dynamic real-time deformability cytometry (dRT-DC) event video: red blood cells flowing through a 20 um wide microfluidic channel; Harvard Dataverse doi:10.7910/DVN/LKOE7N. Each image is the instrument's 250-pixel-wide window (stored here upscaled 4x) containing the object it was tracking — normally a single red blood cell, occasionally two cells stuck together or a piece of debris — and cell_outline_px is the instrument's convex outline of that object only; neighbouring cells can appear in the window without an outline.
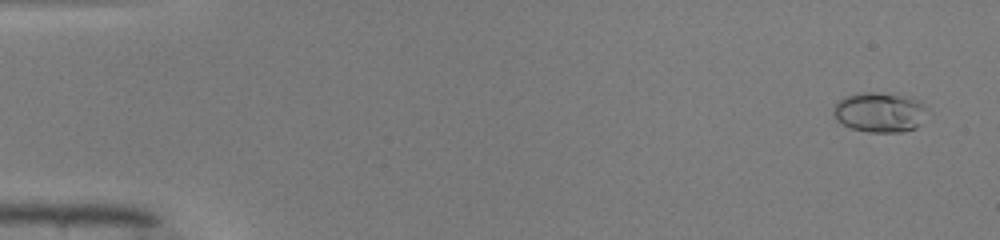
{"species": "common noctule bat (a hibernating species)", "species_latin": "Nyctalus noctula", "temperature_condition": "warm", "stored_images_in_passage": 49, "camera_frame_rate_fps": 3000, "um_per_image_px": 0.085, "animal": {"sex": "male", "body_mass_g": 19.0, "forearm_length_mm": 50.8}, "frame": {"image": 1, "passage_image": 3, "time_ms": 0.667, "image_size_px": [1000, 240], "cell_outline_px": [[932, 112], [916, 128], [900, 132], [868, 132], [852, 128], [836, 120], [832, 112], [832, 108], [844, 96], [856, 92], [880, 92], [912, 96], [928, 104]], "centroid_in_image_um": [74.87, 9.51], "position_along_channel_um": 10.1, "area_um2": 22.77}}
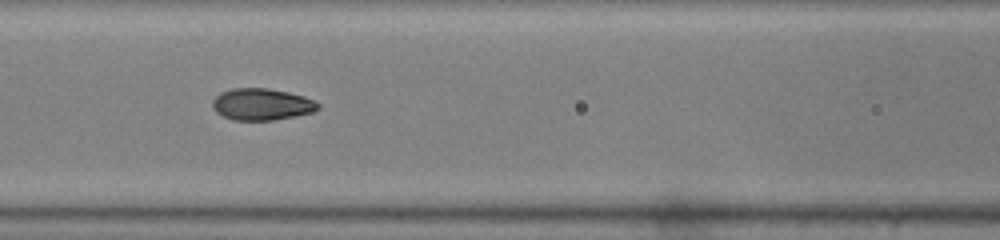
{"frame": {"image": 2, "passage_image": 23, "time_ms": 7.333, "image_size_px": [1000, 240], "cell_outline_px": [[320, 108], [312, 112], [272, 120], [232, 120], [216, 112], [212, 108], [212, 100], [220, 92], [232, 88], [268, 88], [288, 92], [304, 96], [316, 100], [320, 104]], "centroid_in_image_um": [22.24, 8.85], "position_along_channel_um": 144.4, "area_um2": 19.59}}
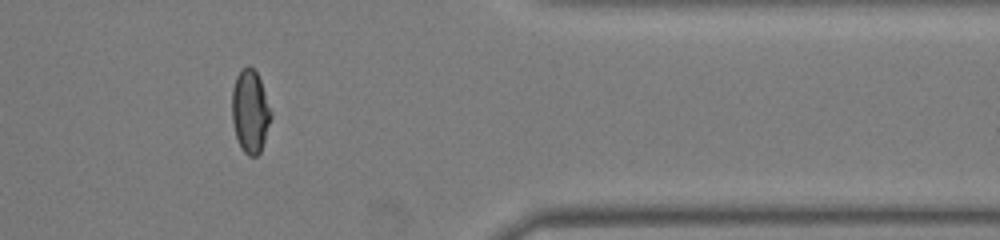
{"frame": {"image": 3, "passage_image": 42, "time_ms": 13.667, "image_size_px": [1000, 240], "cell_outline_px": [[272, 116], [260, 152], [256, 156], [248, 156], [244, 152], [236, 136], [232, 120], [232, 88], [236, 76], [248, 64], [256, 72], [260, 80]], "centroid_in_image_um": [21.25, 9.47], "position_along_channel_um": 390.2, "area_um2": 18.5}}